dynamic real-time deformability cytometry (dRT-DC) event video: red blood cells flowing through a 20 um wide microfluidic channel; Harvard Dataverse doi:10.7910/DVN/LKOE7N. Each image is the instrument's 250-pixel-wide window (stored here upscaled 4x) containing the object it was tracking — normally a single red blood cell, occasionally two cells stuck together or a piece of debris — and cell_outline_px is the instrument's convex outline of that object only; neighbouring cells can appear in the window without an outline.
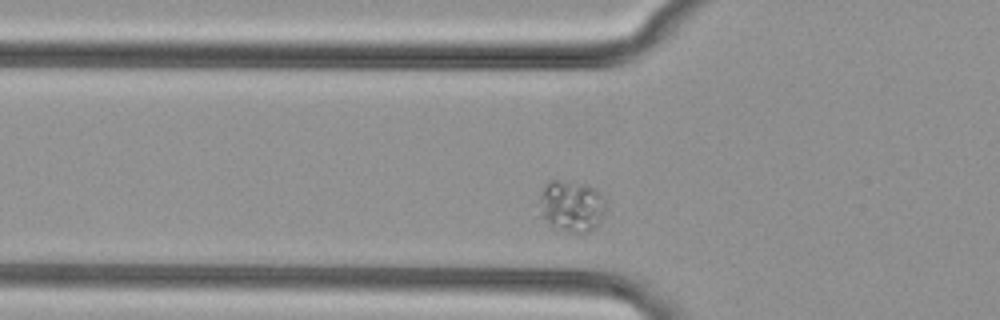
{"species": "common noctule bat (a hibernating species)", "species_latin": "Nyctalus noctula", "temperature_condition": "cold", "stored_images_in_passage": 41, "camera_frame_rate_fps": 3000, "um_per_image_px": 0.085, "animal": {"sex": "female", "body_mass_g": 29.2, "forearm_length_mm": 56.3}, "frame": {"image": 1, "passage_image": 5, "time_ms": 1.333, "image_size_px": [1000, 320], "cell_outline_px": [[604, 212], [596, 228], [588, 232], [568, 232], [552, 228], [540, 216], [540, 196], [544, 184], [548, 180], [556, 180], [588, 184], [596, 188], [604, 200]], "centroid_in_image_um": [48.54, 17.52], "position_along_channel_um": 77.3, "area_um2": 20.17}}
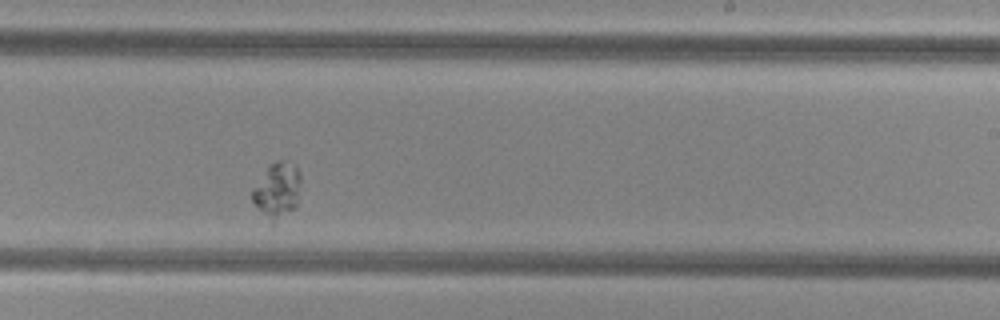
{"frame": {"image": 2, "passage_image": 20, "time_ms": 6.333, "image_size_px": [1000, 320], "cell_outline_px": [[300, 180], [296, 208], [272, 224], [252, 200], [252, 192], [268, 164], [276, 160], [284, 160], [296, 164], [300, 172]], "centroid_in_image_um": [23.59, 16.14], "position_along_channel_um": 265.4, "area_um2": 15.61}}
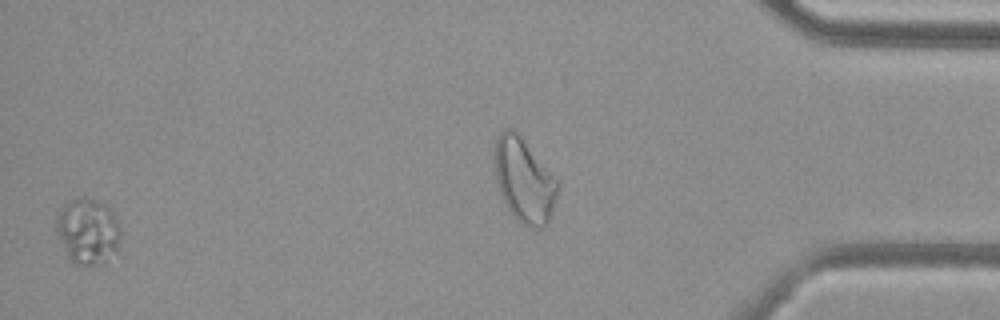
{"frame": {"image": 3, "passage_image": 40, "time_ms": 13.0, "image_size_px": [1000, 320], "cell_outline_px": [[120, 240], [116, 252], [104, 264], [72, 264], [68, 260], [64, 252], [56, 232], [56, 212], [68, 200], [76, 196], [84, 196], [104, 204], [112, 208], [120, 224]], "centroid_in_image_um": [7.45, 19.63], "position_along_channel_um": 427.8, "area_um2": 25.55}}